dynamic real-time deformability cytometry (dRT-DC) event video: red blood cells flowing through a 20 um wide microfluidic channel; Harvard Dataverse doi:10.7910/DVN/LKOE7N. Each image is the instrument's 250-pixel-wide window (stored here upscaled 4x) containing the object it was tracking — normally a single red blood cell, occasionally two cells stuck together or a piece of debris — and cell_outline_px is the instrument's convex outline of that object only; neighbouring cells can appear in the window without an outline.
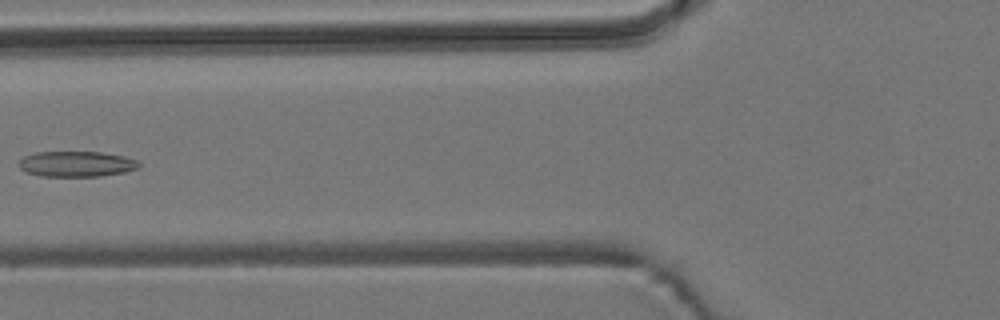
{"species": "common noctule bat (a hibernating species)", "species_latin": "Nyctalus noctula", "temperature_condition": "room temperature", "stored_images_in_passage": 8, "camera_frame_rate_fps": 3000, "um_per_image_px": 0.085, "animal": {"sex": "male", "body_mass_g": 19.2, "forearm_length_mm": 51.8}, "frame": {"image": 1, "passage_image": 7, "time_ms": 2.0, "image_size_px": [1000, 320], "cell_outline_px": [[140, 164], [136, 168], [124, 172], [100, 176], [40, 176], [28, 172], [20, 168], [20, 160], [24, 156], [36, 152], [100, 152], [124, 156], [136, 160]], "centroid_in_image_um": [6.49, 13.93], "position_along_channel_um": 119.3, "area_um2": 17.63}}
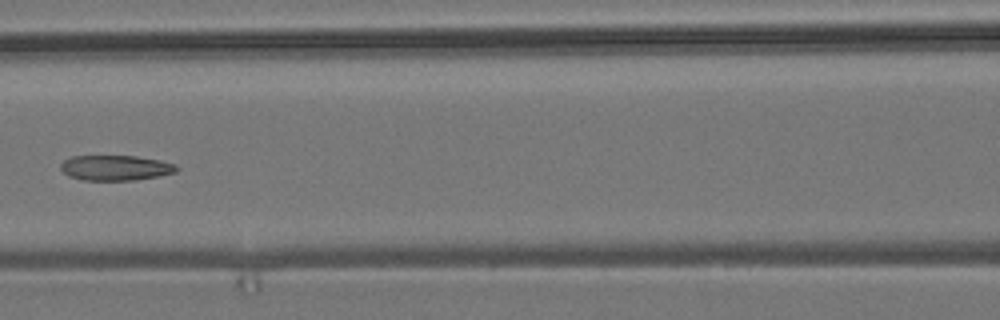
{"frame": {"image": 2, "passage_image": 8, "time_ms": 2.333, "image_size_px": [1000, 320], "cell_outline_px": [[180, 168], [176, 172], [156, 176], [132, 180], [84, 180], [68, 176], [60, 168], [60, 164], [64, 160], [72, 156], [136, 156], [160, 160], [176, 164]], "centroid_in_image_um": [9.82, 14.26], "position_along_channel_um": 156.8, "area_um2": 16.99}}